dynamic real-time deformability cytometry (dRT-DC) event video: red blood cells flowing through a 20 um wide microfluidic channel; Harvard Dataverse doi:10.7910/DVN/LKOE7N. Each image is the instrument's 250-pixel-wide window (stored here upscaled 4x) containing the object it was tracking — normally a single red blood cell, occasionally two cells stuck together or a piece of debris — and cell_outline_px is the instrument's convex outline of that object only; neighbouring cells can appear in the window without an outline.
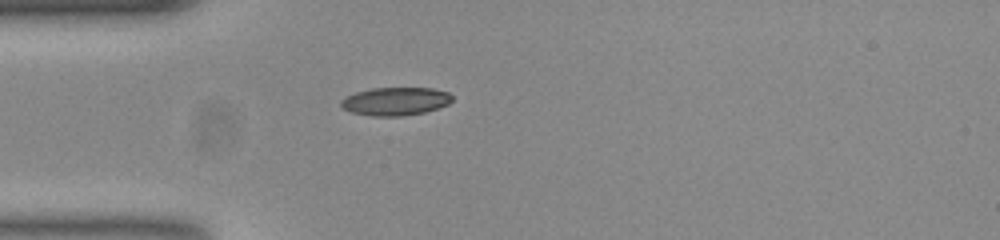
{"species": "common noctule bat (a hibernating species)", "species_latin": "Nyctalus noctula", "temperature_condition": "room temperature", "stored_images_in_passage": 33, "camera_frame_rate_fps": 3000, "um_per_image_px": 0.085, "animal": {"sex": "female", "body_mass_g": 23.0, "forearm_length_mm": 53.4}, "frame": {"image": 1, "passage_image": 1, "time_ms": 0.0, "image_size_px": [1000, 240], "cell_outline_px": [[452, 100], [448, 104], [424, 112], [400, 116], [372, 116], [352, 112], [344, 108], [340, 104], [340, 100], [356, 92], [372, 88], [432, 88], [448, 92], [452, 96]], "centroid_in_image_um": [33.61, 8.6], "position_along_channel_um": 51.4, "area_um2": 18.03}}
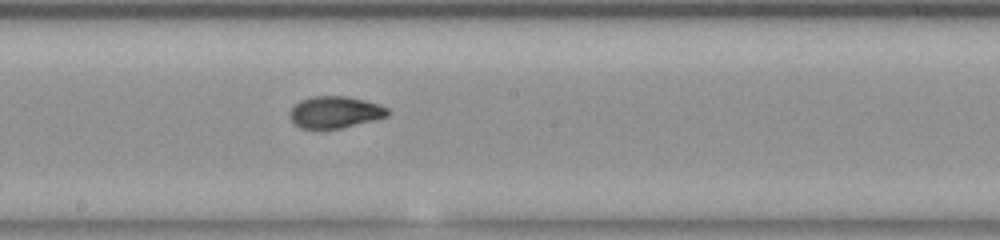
{"frame": {"image": 2, "passage_image": 15, "time_ms": 4.667, "image_size_px": [1000, 240], "cell_outline_px": [[388, 116], [340, 128], [300, 128], [288, 116], [288, 112], [300, 100], [312, 96], [348, 96], [364, 100], [388, 108]], "centroid_in_image_um": [28.43, 9.52], "position_along_channel_um": 219.8, "area_um2": 17.86}}
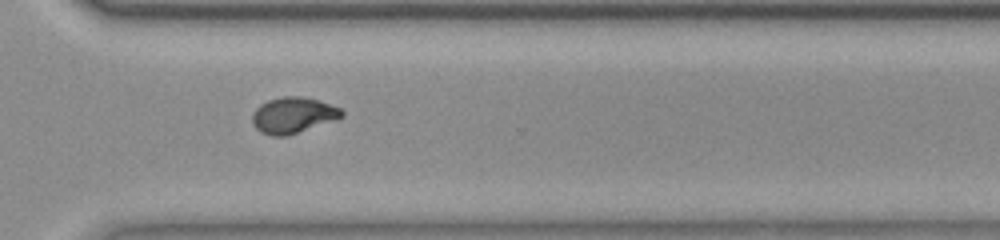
{"frame": {"image": 3, "passage_image": 25, "time_ms": 8.0, "image_size_px": [1000, 240], "cell_outline_px": [[344, 116], [336, 120], [288, 136], [272, 136], [260, 132], [252, 124], [252, 112], [260, 104], [268, 100], [284, 96], [300, 96], [320, 100], [340, 108], [344, 112]], "centroid_in_image_um": [24.91, 9.8], "position_along_channel_um": 345.7, "area_um2": 19.02}, "authors_computed_cell_mechanics": {"area_um2": 18.6116, "velocity_mm_per_s": 3.7711, "shape_relaxation_time_tau1_ms": 4.7019, "shape_relaxation_time_tau2_ms": 1.7151, "deformation_change_tau1": 0.2031, "deformation_change_tau2": 0.0602}}